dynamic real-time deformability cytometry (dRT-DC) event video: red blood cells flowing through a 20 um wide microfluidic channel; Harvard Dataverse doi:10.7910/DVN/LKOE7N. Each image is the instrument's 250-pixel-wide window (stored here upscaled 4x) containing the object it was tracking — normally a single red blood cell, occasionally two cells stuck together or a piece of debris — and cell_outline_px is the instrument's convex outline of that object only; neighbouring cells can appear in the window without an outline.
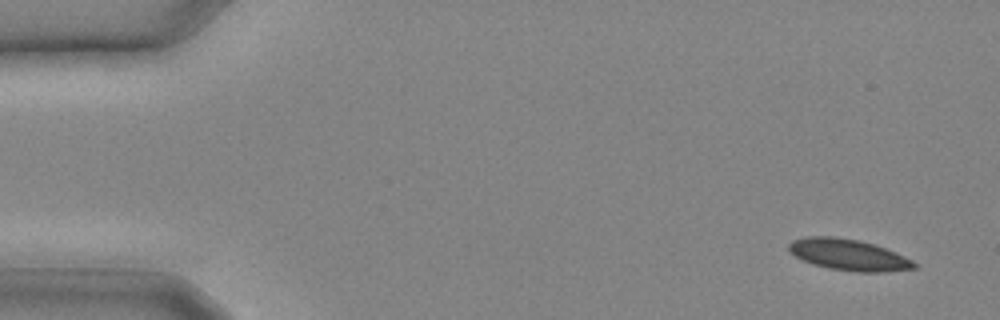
{"species": "common noctule bat (a hibernating species)", "species_latin": "Nyctalus noctula", "temperature_condition": "cold", "stored_images_in_passage": 8, "camera_frame_rate_fps": 3000, "um_per_image_px": 0.085, "animal": {"sex": "male", "body_mass_g": 20.4}, "frame": {"image": 1, "passage_image": 1, "time_ms": 0.0, "image_size_px": [1000, 320], "cell_outline_px": [[920, 264], [916, 268], [884, 272], [860, 272], [828, 268], [812, 264], [796, 256], [788, 248], [788, 244], [792, 240], [804, 236], [836, 236], [860, 240], [876, 244], [896, 252]], "centroid_in_image_um": [72.16, 21.64], "position_along_channel_um": 12.8, "area_um2": 23.06}}